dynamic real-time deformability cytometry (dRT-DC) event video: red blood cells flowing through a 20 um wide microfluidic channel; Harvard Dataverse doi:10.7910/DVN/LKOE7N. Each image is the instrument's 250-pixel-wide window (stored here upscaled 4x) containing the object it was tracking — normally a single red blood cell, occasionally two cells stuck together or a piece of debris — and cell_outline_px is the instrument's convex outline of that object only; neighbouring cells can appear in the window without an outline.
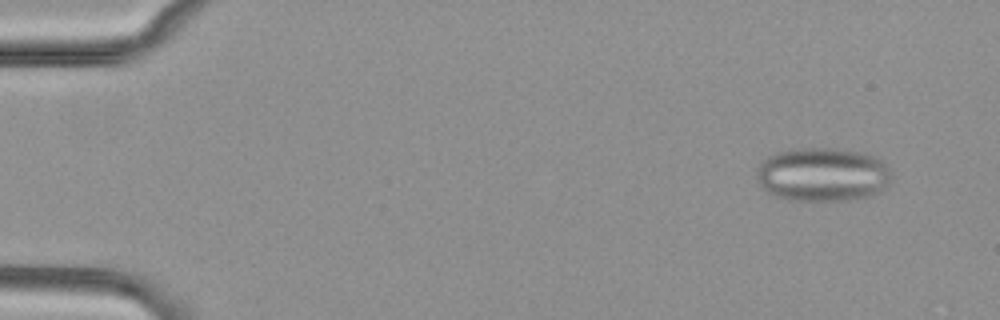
{"species": "common noctule bat (a hibernating species)", "species_latin": "Nyctalus noctula", "temperature_condition": "cold", "stored_images_in_passage": 54, "segment_of_instrument_passage": [1, 2], "camera_frame_rate_fps": 3000, "um_per_image_px": 0.085, "animal": {"sex": "female", "body_mass_g": 29.2, "forearm_length_mm": 56.3}, "frame": {"image": 1, "passage_image": 4, "time_ms": 1.0, "image_size_px": [1000, 320], "cell_outline_px": [[892, 176], [888, 184], [880, 192], [868, 196], [848, 200], [788, 200], [776, 196], [768, 192], [756, 180], [756, 172], [760, 164], [768, 156], [780, 152], [804, 148], [828, 148], [856, 152], [872, 156], [888, 164], [892, 168]], "centroid_in_image_um": [69.95, 14.85], "position_along_channel_um": 15.1, "area_um2": 42.14}}